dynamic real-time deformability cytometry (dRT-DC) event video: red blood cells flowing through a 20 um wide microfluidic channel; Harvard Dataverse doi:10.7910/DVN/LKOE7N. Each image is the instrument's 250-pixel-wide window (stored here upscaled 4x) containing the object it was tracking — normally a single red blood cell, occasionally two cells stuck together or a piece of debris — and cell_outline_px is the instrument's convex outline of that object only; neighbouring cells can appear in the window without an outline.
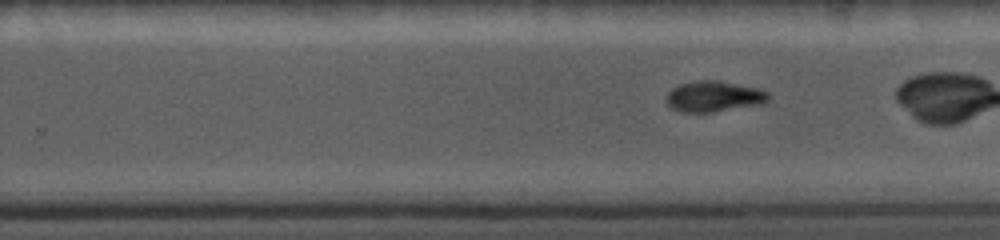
{"species": "common noctule bat (a hibernating species)", "species_latin": "Nyctalus noctula", "temperature_condition": "cold", "stored_images_in_passage": 32, "camera_frame_rate_fps": 5000, "um_per_image_px": 0.085, "animal": {"sex": "female", "body_mass_g": 19.0, "forearm_length_mm": 56.7}, "frame": {"image": 1, "passage_image": 19, "time_ms": 4.8, "image_size_px": [1000, 240], "cell_outline_px": [[768, 100], [760, 104], [712, 112], [676, 112], [668, 104], [668, 92], [672, 88], [680, 84], [700, 80], [716, 80], [756, 88], [768, 92]], "centroid_in_image_um": [60.65, 8.2], "position_along_channel_um": 269.2, "area_um2": 17.98}}